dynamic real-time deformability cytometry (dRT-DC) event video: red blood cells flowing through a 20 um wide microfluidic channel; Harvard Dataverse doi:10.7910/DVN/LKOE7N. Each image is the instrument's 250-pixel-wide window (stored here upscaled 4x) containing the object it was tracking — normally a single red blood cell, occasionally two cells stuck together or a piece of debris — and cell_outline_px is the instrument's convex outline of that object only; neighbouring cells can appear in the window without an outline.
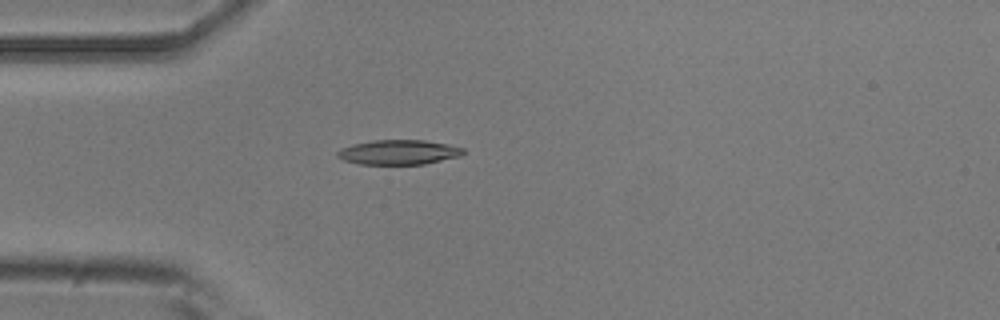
{"species": "common noctule bat (a hibernating species)", "species_latin": "Nyctalus noctula", "temperature_condition": "room temperature", "stored_images_in_passage": 4, "camera_frame_rate_fps": 3000, "um_per_image_px": 0.085, "animal": {"sex": "male", "body_mass_g": 20.5, "forearm_length_mm": 52.5}, "frame": {"image": 1, "passage_image": 4, "time_ms": 4.333, "image_size_px": [1000, 320], "cell_outline_px": [[464, 152], [460, 156], [424, 164], [360, 164], [344, 160], [336, 156], [336, 152], [340, 148], [372, 140], [424, 140], [448, 144], [464, 148]], "centroid_in_image_um": [33.88, 12.94], "position_along_channel_um": 51.1, "area_um2": 18.03}}